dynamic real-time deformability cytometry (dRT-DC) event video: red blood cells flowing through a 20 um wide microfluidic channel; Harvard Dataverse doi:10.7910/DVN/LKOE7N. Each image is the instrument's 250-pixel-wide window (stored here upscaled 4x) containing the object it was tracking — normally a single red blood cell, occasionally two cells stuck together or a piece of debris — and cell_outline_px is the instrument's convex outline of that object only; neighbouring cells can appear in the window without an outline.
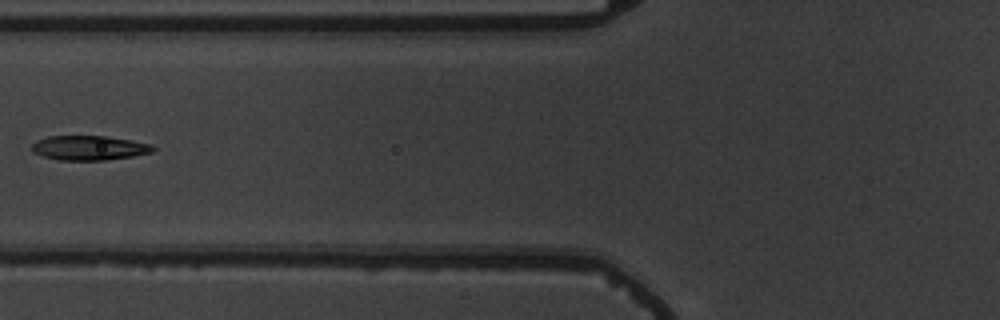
{"species": "common noctule bat (a hibernating species)", "species_latin": "Nyctalus noctula", "temperature_condition": "warm", "stored_images_in_passage": 5, "camera_frame_rate_fps": 3000, "um_per_image_px": 0.085, "animal": {"sex": "male", "body_mass_g": 19.5, "forearm_length_mm": 54.6}, "frame": {"image": 1, "passage_image": 5, "time_ms": 5.667, "image_size_px": [1000, 320], "cell_outline_px": [[156, 148], [152, 152], [132, 156], [108, 160], [60, 160], [44, 156], [32, 152], [32, 144], [36, 140], [48, 136], [104, 136], [152, 144]], "centroid_in_image_um": [7.56, 12.57], "position_along_channel_um": 118.2, "area_um2": 17.22}}